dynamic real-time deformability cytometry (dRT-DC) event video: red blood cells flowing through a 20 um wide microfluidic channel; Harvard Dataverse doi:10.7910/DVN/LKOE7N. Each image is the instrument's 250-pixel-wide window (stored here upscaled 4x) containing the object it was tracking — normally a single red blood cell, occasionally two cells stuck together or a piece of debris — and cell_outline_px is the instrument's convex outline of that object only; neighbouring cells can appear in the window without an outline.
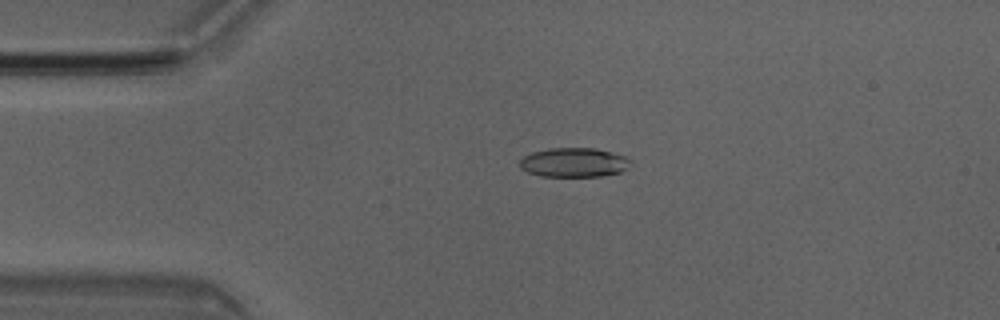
{"species": "Egyptian fruit bat (a non-hibernating species)", "species_latin": "Rousettus aegyptiacus", "temperature_condition": "room temperature", "stored_images_in_passage": 2, "camera_frame_rate_fps": 3000, "um_per_image_px": 0.085, "animal": {"sex": "male"}, "frame": {"image": 1, "passage_image": 1, "time_ms": 0.0, "image_size_px": [1000, 320], "cell_outline_px": [[632, 160], [620, 172], [600, 176], [540, 176], [528, 172], [520, 168], [520, 160], [524, 156], [532, 152], [548, 148], [596, 148], [612, 152], [624, 156]], "centroid_in_image_um": [48.75, 13.8], "position_along_channel_um": 36.3, "area_um2": 18.79}}